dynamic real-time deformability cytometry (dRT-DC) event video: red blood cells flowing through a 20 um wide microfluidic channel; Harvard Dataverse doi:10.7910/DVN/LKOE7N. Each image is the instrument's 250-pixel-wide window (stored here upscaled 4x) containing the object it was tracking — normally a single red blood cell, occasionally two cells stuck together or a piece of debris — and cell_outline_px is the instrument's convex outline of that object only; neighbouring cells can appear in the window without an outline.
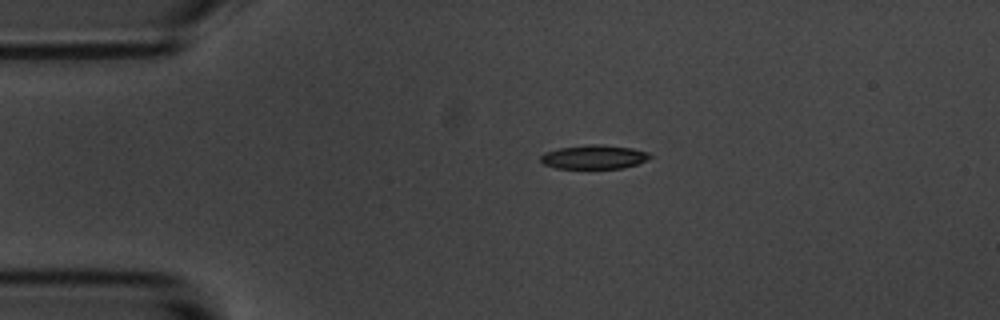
{"species": "common noctule bat (a hibernating species)", "species_latin": "Nyctalus noctula", "temperature_condition": "room temperature", "stored_images_in_passage": 2, "camera_frame_rate_fps": 3000, "um_per_image_px": 0.085, "animal": {"sex": "male", "body_mass_g": 20.1, "forearm_length_mm": 53.5}, "frame": {"image": 1, "passage_image": 1, "time_ms": 0.0, "image_size_px": [1000, 320], "cell_outline_px": [[652, 156], [636, 164], [620, 168], [556, 168], [544, 164], [540, 160], [540, 156], [544, 152], [560, 148], [588, 144], [600, 144], [632, 148], [648, 152]], "centroid_in_image_um": [50.45, 13.33], "position_along_channel_um": 34.5, "area_um2": 15.09}}